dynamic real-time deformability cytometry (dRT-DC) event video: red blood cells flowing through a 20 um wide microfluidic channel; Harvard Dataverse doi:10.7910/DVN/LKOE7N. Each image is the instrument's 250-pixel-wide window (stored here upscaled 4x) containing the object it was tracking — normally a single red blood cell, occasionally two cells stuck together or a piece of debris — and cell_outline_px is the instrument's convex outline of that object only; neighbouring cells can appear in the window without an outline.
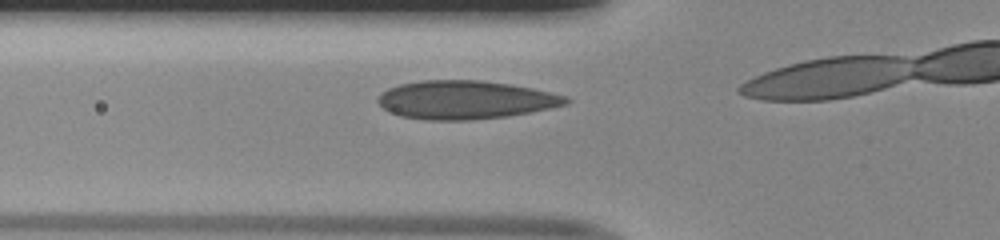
{"species": "human", "species_latin": "Homo sapiens", "temperature_condition": "room temperature", "stored_images_in_passage": 11, "camera_frame_rate_fps": 3000, "um_per_image_px": 0.085, "donor": {"sex": "male"}, "frame": {"image": 1, "passage_image": 7, "time_ms": 2.0, "image_size_px": [1000, 240], "cell_outline_px": [[572, 100], [568, 104], [508, 116], [472, 120], [424, 120], [400, 116], [388, 112], [376, 100], [380, 92], [388, 88], [400, 84], [424, 80], [480, 80], [512, 84], [552, 92], [568, 96]], "centroid_in_image_um": [39.55, 8.49], "position_along_channel_um": 86.3, "area_um2": 42.37}}
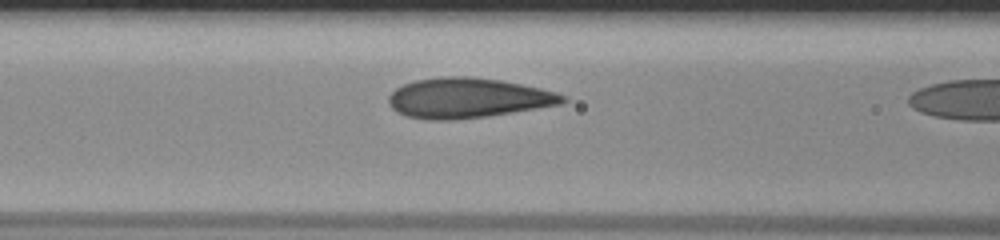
{"frame": {"image": 2, "passage_image": 10, "time_ms": 3.0, "image_size_px": [1000, 240], "cell_outline_px": [[568, 100], [560, 104], [488, 116], [452, 120], [424, 120], [404, 116], [396, 112], [388, 104], [388, 96], [396, 88], [404, 84], [416, 80], [444, 76], [468, 76], [500, 80], [540, 88], [556, 92], [568, 96]], "centroid_in_image_um": [39.73, 8.34], "position_along_channel_um": 126.9, "area_um2": 40.75}}